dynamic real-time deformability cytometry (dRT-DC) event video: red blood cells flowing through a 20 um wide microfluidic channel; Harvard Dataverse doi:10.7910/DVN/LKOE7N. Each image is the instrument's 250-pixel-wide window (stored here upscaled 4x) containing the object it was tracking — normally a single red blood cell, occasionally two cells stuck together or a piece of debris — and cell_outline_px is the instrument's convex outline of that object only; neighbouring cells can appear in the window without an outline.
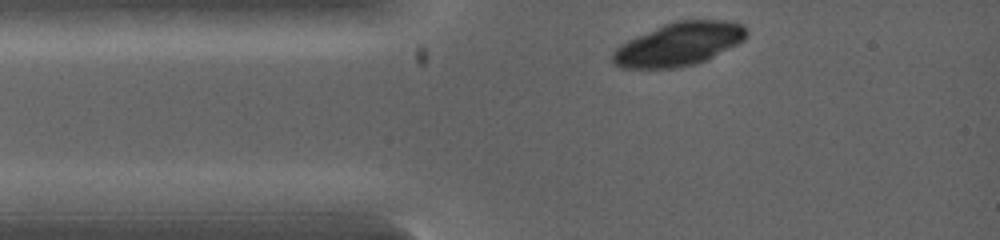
{"species": "common noctule bat (a hibernating species)", "species_latin": "Nyctalus noctula", "temperature_condition": "warm", "stored_images_in_passage": 1, "camera_frame_rate_fps": 5000, "um_per_image_px": 0.085, "animal": {"sex": "female", "body_mass_g": 19.0, "forearm_length_mm": 53.3}, "frame": {"image": 1, "passage_image": 1, "time_ms": 0.0, "image_size_px": [1000, 240], "cell_outline_px": [[748, 36], [744, 40], [696, 64], [676, 68], [620, 68], [612, 60], [612, 52], [620, 44], [636, 36], [664, 24], [676, 20], [724, 20], [740, 24], [748, 32]], "centroid_in_image_um": [57.68, 3.75], "position_along_channel_um": 27.3, "area_um2": 33.41}}